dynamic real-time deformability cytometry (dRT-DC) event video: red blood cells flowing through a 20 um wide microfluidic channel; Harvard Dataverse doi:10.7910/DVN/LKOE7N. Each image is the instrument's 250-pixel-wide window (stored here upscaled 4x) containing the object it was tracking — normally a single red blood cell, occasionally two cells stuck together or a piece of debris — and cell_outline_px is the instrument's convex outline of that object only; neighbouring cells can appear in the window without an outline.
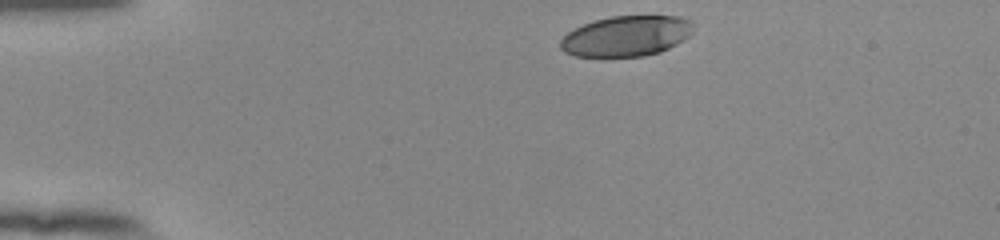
{"species": "human", "species_latin": "Homo sapiens", "temperature_condition": "room temperature", "stored_images_in_passage": 8, "camera_frame_rate_fps": 3000, "um_per_image_px": 0.085, "donor": {"sex": "female"}, "frame": {"image": 1, "passage_image": 1, "time_ms": 0.0, "image_size_px": [1000, 240], "cell_outline_px": [[692, 32], [688, 36], [676, 44], [660, 52], [644, 56], [576, 56], [564, 52], [560, 48], [560, 40], [568, 32], [584, 24], [596, 20], [612, 16], [680, 16], [692, 20]], "centroid_in_image_um": [53.24, 3.06], "position_along_channel_um": 31.8, "area_um2": 31.15}}